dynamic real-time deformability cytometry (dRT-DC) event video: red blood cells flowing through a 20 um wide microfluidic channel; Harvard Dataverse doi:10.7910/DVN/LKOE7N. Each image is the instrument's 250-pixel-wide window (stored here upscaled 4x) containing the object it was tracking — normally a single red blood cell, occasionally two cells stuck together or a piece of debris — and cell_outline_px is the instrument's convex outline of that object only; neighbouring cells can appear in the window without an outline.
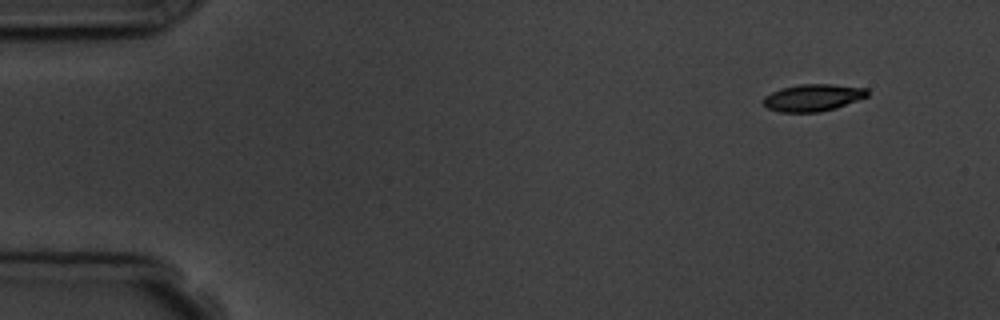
{"species": "common noctule bat (a hibernating species)", "species_latin": "Nyctalus noctula", "temperature_condition": "room temperature", "stored_images_in_passage": 3, "camera_frame_rate_fps": 3000, "um_per_image_px": 0.085, "animal": {"sex": "male", "body_mass_g": 19.5, "forearm_length_mm": 54.6}, "frame": {"image": 1, "passage_image": 1, "time_ms": 0.0, "image_size_px": [1000, 320], "cell_outline_px": [[868, 96], [836, 108], [820, 112], [780, 112], [768, 108], [764, 104], [764, 96], [780, 88], [800, 84], [832, 84], [868, 88]], "centroid_in_image_um": [69.11, 8.29], "position_along_channel_um": 15.9, "area_um2": 16.42}}